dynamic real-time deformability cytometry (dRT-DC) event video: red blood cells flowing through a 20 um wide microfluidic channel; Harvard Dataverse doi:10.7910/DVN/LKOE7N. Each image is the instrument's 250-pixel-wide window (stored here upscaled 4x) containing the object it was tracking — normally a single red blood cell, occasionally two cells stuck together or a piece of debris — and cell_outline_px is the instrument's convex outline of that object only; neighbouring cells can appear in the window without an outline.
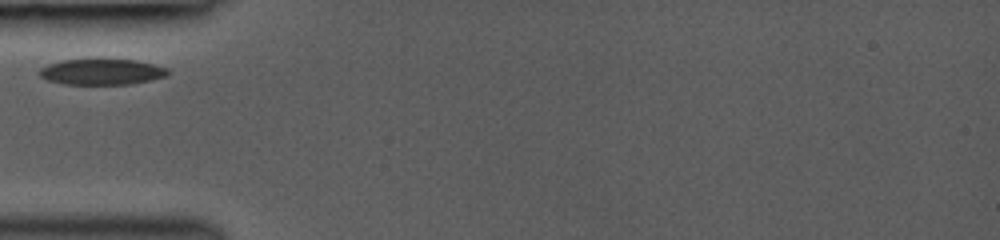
{"species": "common noctule bat (a hibernating species)", "species_latin": "Nyctalus noctula", "temperature_condition": "room temperature", "stored_images_in_passage": 2, "camera_frame_rate_fps": 3000, "um_per_image_px": 0.085, "animal": {"sex": "female", "body_mass_g": 19.0, "forearm_length_mm": 53.3}, "frame": {"image": 1, "passage_image": 1, "time_ms": 0.0, "image_size_px": [1000, 240], "cell_outline_px": [[168, 76], [152, 80], [128, 84], [64, 84], [48, 80], [40, 76], [40, 68], [48, 64], [64, 60], [136, 60], [168, 68]], "centroid_in_image_um": [8.67, 6.11], "position_along_channel_um": 76.3, "area_um2": 19.07}}
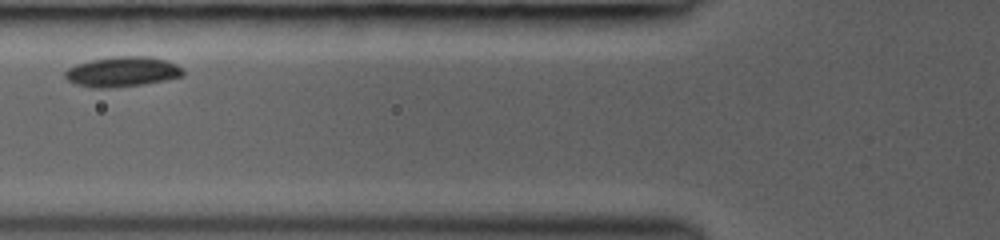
{"frame": {"image": 2, "passage_image": 2, "time_ms": 0.333, "image_size_px": [1000, 240], "cell_outline_px": [[184, 76], [164, 80], [140, 84], [112, 88], [92, 88], [76, 84], [68, 80], [64, 76], [64, 72], [68, 68], [76, 64], [92, 60], [112, 56], [148, 56], [168, 60], [176, 64], [184, 72]], "centroid_in_image_um": [10.38, 6.09], "position_along_channel_um": 115.4, "area_um2": 20.69}}